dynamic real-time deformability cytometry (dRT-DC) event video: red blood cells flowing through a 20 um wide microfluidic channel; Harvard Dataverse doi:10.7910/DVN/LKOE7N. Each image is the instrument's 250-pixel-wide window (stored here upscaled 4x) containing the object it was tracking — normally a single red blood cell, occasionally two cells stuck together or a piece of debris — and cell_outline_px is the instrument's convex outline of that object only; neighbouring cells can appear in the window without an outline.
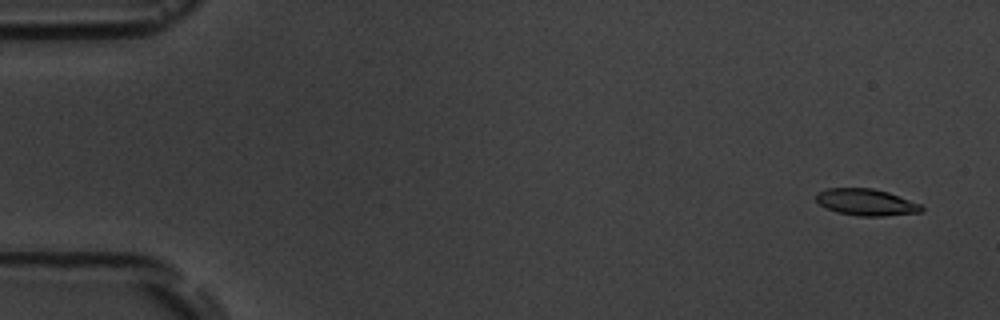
{"species": "common noctule bat (a hibernating species)", "species_latin": "Nyctalus noctula", "temperature_condition": "room temperature", "stored_images_in_passage": 5, "camera_frame_rate_fps": 3000, "um_per_image_px": 0.085, "animal": {"sex": "male", "body_mass_g": 19.5, "forearm_length_mm": 54.6}, "frame": {"image": 1, "passage_image": 1, "time_ms": 0.0, "image_size_px": [1000, 320], "cell_outline_px": [[924, 208], [920, 212], [884, 216], [856, 216], [836, 212], [820, 204], [816, 200], [816, 192], [828, 188], [872, 188], [888, 192], [920, 204]], "centroid_in_image_um": [73.6, 17.19], "position_along_channel_um": 11.4, "area_um2": 16.3}}
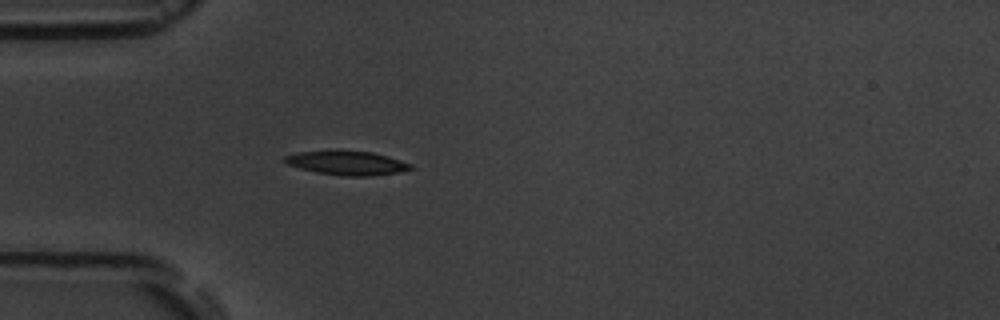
{"frame": {"image": 2, "passage_image": 5, "time_ms": 4.667, "image_size_px": [1000, 320], "cell_outline_px": [[416, 168], [400, 172], [372, 176], [344, 176], [316, 172], [284, 164], [284, 156], [296, 152], [372, 152], [400, 160], [412, 164]], "centroid_in_image_um": [29.52, 13.88], "position_along_channel_um": 55.5, "area_um2": 17.28}}